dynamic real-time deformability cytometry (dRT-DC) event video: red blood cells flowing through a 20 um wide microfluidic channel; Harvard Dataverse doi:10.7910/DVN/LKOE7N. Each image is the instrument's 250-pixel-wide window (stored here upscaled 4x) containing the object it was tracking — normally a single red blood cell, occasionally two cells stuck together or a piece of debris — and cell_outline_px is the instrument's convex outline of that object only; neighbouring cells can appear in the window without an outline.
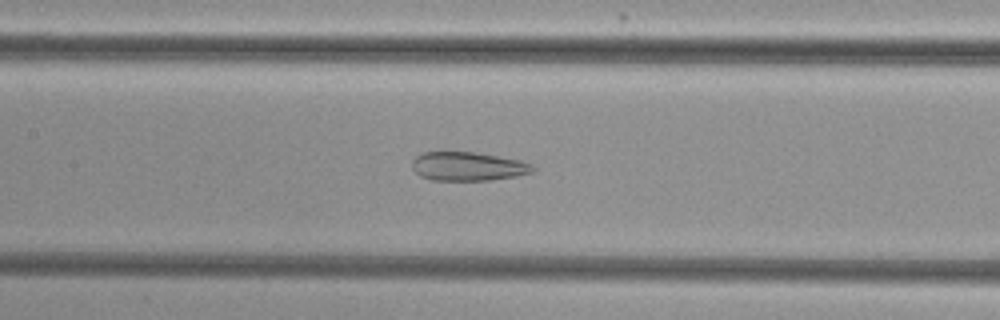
{"species": "common noctule bat (a hibernating species)", "species_latin": "Nyctalus noctula", "temperature_condition": "cold", "stored_images_in_passage": 39, "camera_frame_rate_fps": 3000, "um_per_image_px": 0.085, "animal": {"sex": "female", "body_mass_g": 29.2, "forearm_length_mm": 56.3}, "frame": {"image": 1, "passage_image": 11, "time_ms": 3.333, "image_size_px": [1000, 320], "cell_outline_px": [[536, 168], [532, 172], [516, 176], [488, 180], [432, 180], [420, 176], [412, 168], [412, 160], [416, 156], [424, 152], [476, 152], [520, 160], [532, 164]], "centroid_in_image_um": [39.77, 14.14], "position_along_channel_um": 167.6, "area_um2": 20.23}}
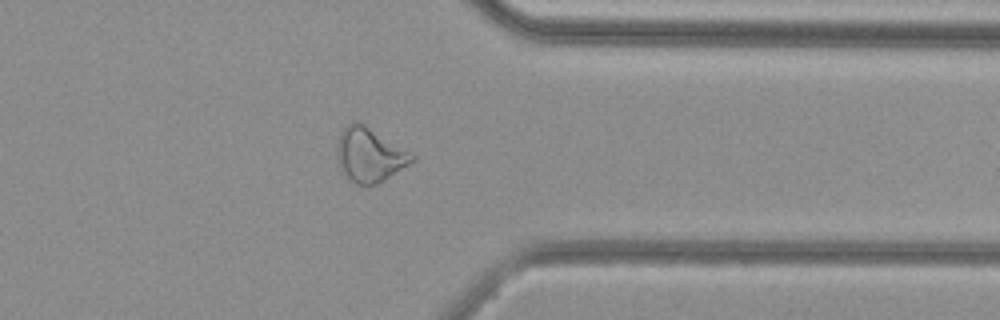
{"frame": {"image": 2, "passage_image": 28, "time_ms": 9.0, "image_size_px": [1000, 320], "cell_outline_px": [[416, 160], [376, 184], [356, 184], [340, 172], [336, 156], [336, 148], [340, 132], [348, 124], [356, 120], [364, 124], [416, 156]], "centroid_in_image_um": [31.36, 13.16], "position_along_channel_um": 380.0, "area_um2": 23.47}}
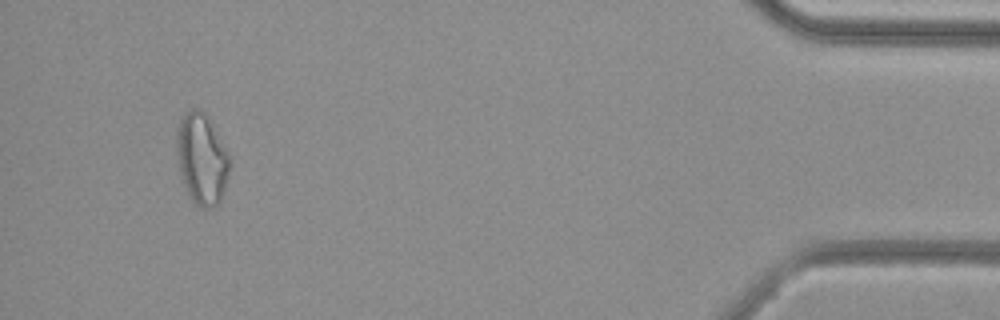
{"frame": {"image": 3, "passage_image": 36, "time_ms": 11.667, "image_size_px": [1000, 320], "cell_outline_px": [[228, 172], [224, 192], [216, 208], [196, 208], [188, 196], [180, 180], [176, 160], [176, 128], [184, 112], [192, 108], [200, 108], [208, 116], [228, 152]], "centroid_in_image_um": [17.09, 13.53], "position_along_channel_um": 418.1, "area_um2": 28.96}, "authors_computed_cell_mechanics": {"area_um2": 22.1374, "velocity_mm_per_s": 3.8393, "shape_relaxation_time_tau1_ms": null, "shape_relaxation_time_tau2_ms": 2.5665, "deformation_change_tau1": null, "deformation_change_tau2": 0.1187}}